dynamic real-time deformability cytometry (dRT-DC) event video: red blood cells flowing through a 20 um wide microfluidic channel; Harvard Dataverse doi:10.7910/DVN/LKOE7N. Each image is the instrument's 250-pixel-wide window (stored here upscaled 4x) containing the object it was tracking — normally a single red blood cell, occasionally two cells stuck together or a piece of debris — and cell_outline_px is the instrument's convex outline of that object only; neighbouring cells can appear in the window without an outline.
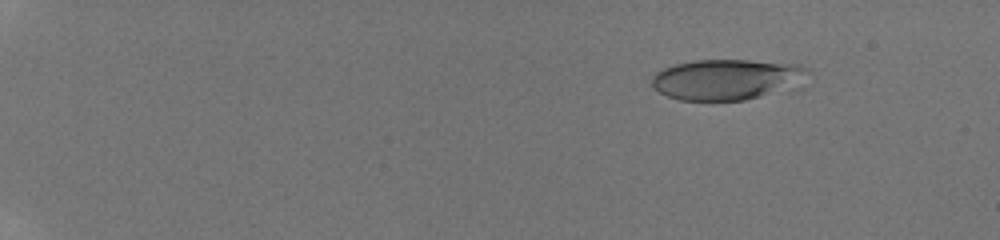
{"species": "human", "species_latin": "Homo sapiens", "temperature_condition": "room temperature", "stored_images_in_passage": 24, "camera_frame_rate_fps": 3000, "um_per_image_px": 0.085, "donor": {"sex": "male"}, "frame": {"image": 1, "passage_image": 1, "time_ms": 0.0, "image_size_px": [1000, 240], "cell_outline_px": [[812, 72], [804, 88], [744, 100], [680, 100], [668, 96], [652, 88], [652, 76], [656, 72], [664, 68], [676, 64], [692, 60], [748, 60], [796, 64], [808, 68]], "centroid_in_image_um": [61.95, 6.76], "position_along_channel_um": 23.0, "area_um2": 38.15}}
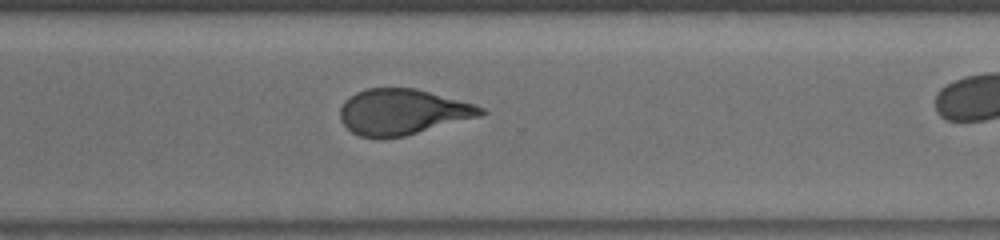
{"frame": {"image": 2, "passage_image": 21, "time_ms": 11.333, "image_size_px": [1000, 240], "cell_outline_px": [[488, 112], [480, 116], [404, 136], [376, 140], [360, 136], [352, 132], [340, 120], [340, 108], [344, 100], [356, 92], [368, 88], [416, 88], [472, 104], [484, 108]], "centroid_in_image_um": [34.16, 9.53], "position_along_channel_um": 336.4, "area_um2": 37.45}}
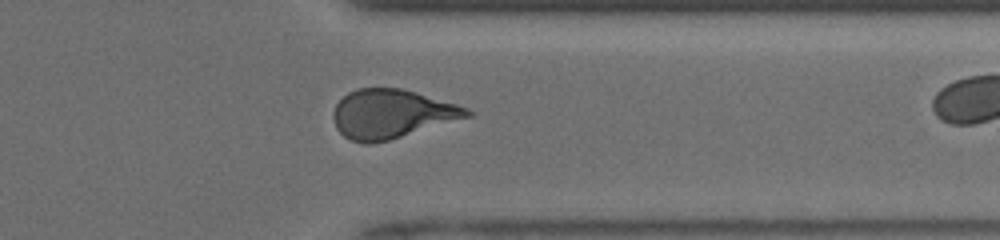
{"frame": {"image": 3, "passage_image": 23, "time_ms": 12.333, "image_size_px": [1000, 240], "cell_outline_px": [[472, 116], [388, 140], [368, 144], [364, 144], [352, 140], [344, 136], [336, 128], [332, 116], [332, 112], [336, 104], [348, 92], [356, 88], [404, 88], [456, 104], [468, 108], [472, 112]], "centroid_in_image_um": [33.27, 9.67], "position_along_channel_um": 378.1, "area_um2": 38.03}}